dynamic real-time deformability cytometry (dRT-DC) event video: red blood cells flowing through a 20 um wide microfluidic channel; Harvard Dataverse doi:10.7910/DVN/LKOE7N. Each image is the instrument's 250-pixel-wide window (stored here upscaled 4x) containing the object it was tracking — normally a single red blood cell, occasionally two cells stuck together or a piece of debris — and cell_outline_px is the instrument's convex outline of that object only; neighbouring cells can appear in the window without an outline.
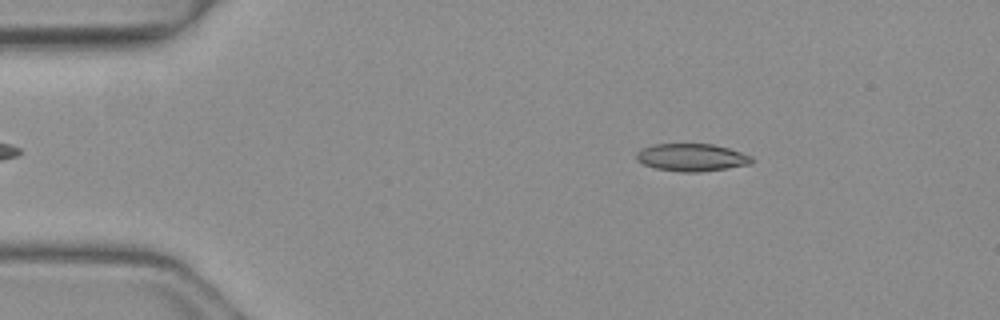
{"species": "common noctule bat (a hibernating species)", "species_latin": "Nyctalus noctula", "temperature_condition": "warm", "stored_images_in_passage": 44, "camera_frame_rate_fps": 3000, "um_per_image_px": 0.085, "animal": {"sex": "female", "body_mass_g": 19.3, "forearm_length_mm": 54.1}, "frame": {"image": 1, "passage_image": 3, "time_ms": 0.667, "image_size_px": [1000, 320], "cell_outline_px": [[756, 160], [752, 164], [696, 172], [680, 172], [656, 168], [644, 164], [636, 160], [636, 152], [652, 144], [712, 144], [728, 148], [752, 156]], "centroid_in_image_um": [58.8, 13.38], "position_along_channel_um": 26.2, "area_um2": 18.44}}
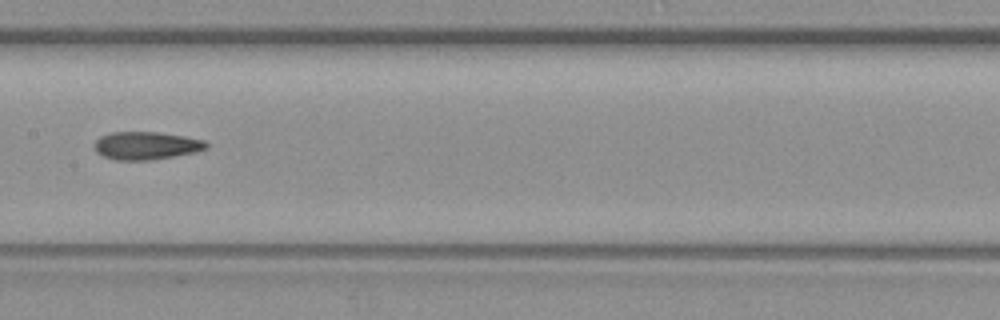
{"frame": {"image": 2, "passage_image": 20, "time_ms": 6.333, "image_size_px": [1000, 320], "cell_outline_px": [[208, 148], [196, 152], [152, 160], [116, 160], [104, 156], [96, 152], [92, 148], [92, 144], [100, 136], [108, 132], [156, 132], [184, 136], [204, 140], [208, 144]], "centroid_in_image_um": [12.39, 12.37], "position_along_channel_um": 195.0, "area_um2": 18.38}}
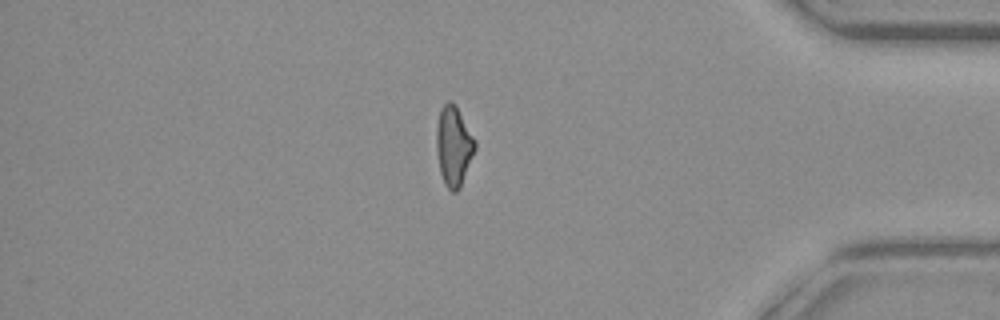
{"frame": {"image": 3, "passage_image": 37, "time_ms": 12.0, "image_size_px": [1000, 320], "cell_outline_px": [[476, 148], [460, 188], [456, 192], [452, 192], [444, 184], [440, 172], [436, 148], [436, 128], [440, 108], [448, 100], [452, 100], [456, 104], [476, 140]], "centroid_in_image_um": [38.56, 12.38], "position_along_channel_um": 396.6, "area_um2": 18.21}, "authors_computed_cell_mechanics": {"area_um2": 18.2937, "velocity_mm_per_s": 4.1529, "shape_relaxation_time_tau1_ms": null, "shape_relaxation_time_tau2_ms": 3.0273, "deformation_change_tau1": null, "deformation_change_tau2": 0.1217}}